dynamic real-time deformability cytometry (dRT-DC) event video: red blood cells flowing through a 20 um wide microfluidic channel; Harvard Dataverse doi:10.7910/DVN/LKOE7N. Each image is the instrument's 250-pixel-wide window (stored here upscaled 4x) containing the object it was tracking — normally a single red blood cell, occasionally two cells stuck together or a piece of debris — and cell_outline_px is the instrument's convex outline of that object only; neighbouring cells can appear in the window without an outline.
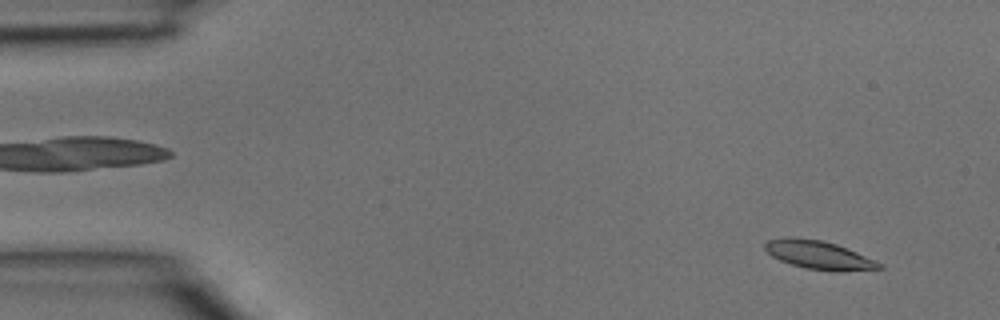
{"species": "common noctule bat (a hibernating species)", "species_latin": "Nyctalus noctula", "temperature_condition": "room temperature", "stored_images_in_passage": 38, "camera_frame_rate_fps": 3000, "um_per_image_px": 0.085, "animal": {"sex": "male", "body_mass_g": 15.6}, "frame": {"image": 1, "passage_image": 2, "time_ms": 0.333, "image_size_px": [1000, 320], "cell_outline_px": [[884, 268], [836, 272], [808, 268], [792, 264], [780, 260], [772, 256], [764, 248], [764, 244], [768, 240], [784, 236], [792, 236], [820, 240], [836, 244], [876, 260], [884, 264]], "centroid_in_image_um": [69.6, 21.66], "position_along_channel_um": 15.4, "area_um2": 18.96}}
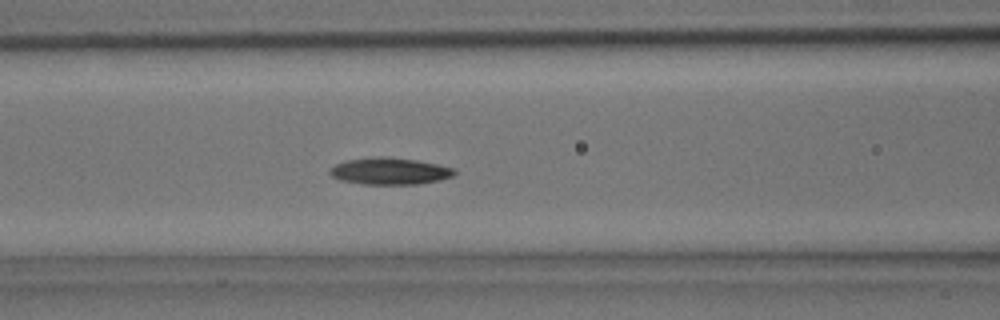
{"frame": {"image": 2, "passage_image": 15, "time_ms": 4.667, "image_size_px": [1000, 320], "cell_outline_px": [[456, 172], [452, 176], [440, 180], [416, 184], [364, 184], [340, 180], [332, 176], [328, 172], [328, 168], [344, 160], [376, 156], [384, 156], [416, 160], [456, 168]], "centroid_in_image_um": [33.09, 14.54], "position_along_channel_um": 133.5, "area_um2": 19.59}}
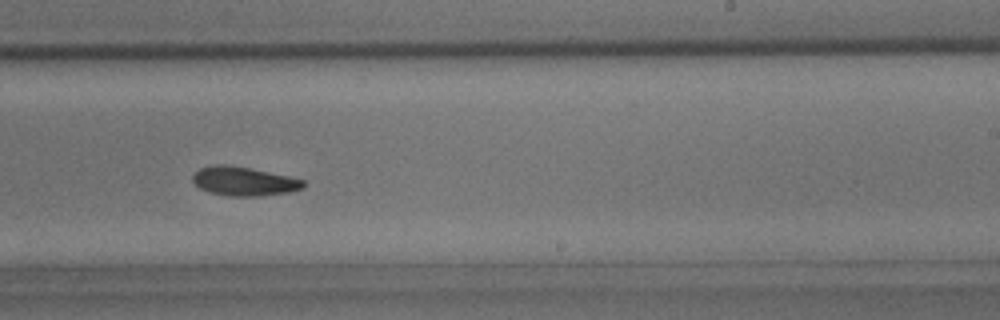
{"frame": {"image": 3, "passage_image": 23, "time_ms": 7.333, "image_size_px": [1000, 320], "cell_outline_px": [[308, 184], [304, 188], [288, 192], [260, 196], [228, 196], [212, 192], [200, 188], [192, 180], [192, 176], [200, 168], [216, 164], [224, 164], [248, 168], [288, 176], [304, 180]], "centroid_in_image_um": [20.76, 15.41], "position_along_channel_um": 268.2, "area_um2": 18.5}}